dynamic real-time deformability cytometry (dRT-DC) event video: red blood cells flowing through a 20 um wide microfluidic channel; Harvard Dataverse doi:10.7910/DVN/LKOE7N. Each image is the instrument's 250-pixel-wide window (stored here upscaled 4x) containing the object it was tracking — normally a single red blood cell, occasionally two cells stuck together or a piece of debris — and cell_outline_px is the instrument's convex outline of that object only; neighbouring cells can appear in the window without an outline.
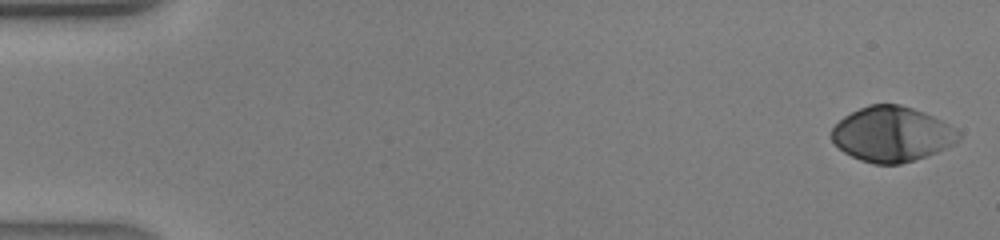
{"species": "human", "species_latin": "Homo sapiens", "temperature_condition": "warm", "stored_images_in_passage": 10, "camera_frame_rate_fps": 3000, "um_per_image_px": 0.085, "donor": {"sex": "male"}, "frame": {"image": 1, "passage_image": 1, "time_ms": 0.0, "image_size_px": [1000, 240], "cell_outline_px": [[960, 140], [936, 152], [900, 164], [872, 164], [860, 160], [844, 152], [832, 140], [832, 128], [844, 116], [868, 104], [900, 104], [924, 112], [956, 128], [960, 132]], "centroid_in_image_um": [75.81, 11.4], "position_along_channel_um": 9.2, "area_um2": 40.4}}